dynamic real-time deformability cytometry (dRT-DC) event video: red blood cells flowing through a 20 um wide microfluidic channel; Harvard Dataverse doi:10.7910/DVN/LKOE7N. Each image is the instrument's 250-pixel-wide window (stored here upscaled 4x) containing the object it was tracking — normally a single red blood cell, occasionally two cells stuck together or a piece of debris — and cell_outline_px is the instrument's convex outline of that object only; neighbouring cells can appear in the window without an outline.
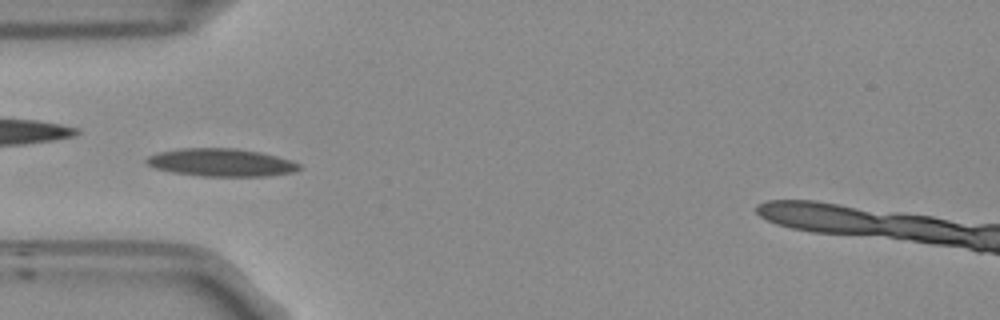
{"species": "Egyptian fruit bat (a non-hibernating species)", "species_latin": "Rousettus aegyptiacus", "temperature_condition": "room temperature", "stored_images_in_passage": 56, "camera_frame_rate_fps": 3000, "um_per_image_px": 0.085, "frame": {"image": 1, "passage_image": 17, "time_ms": 5.333, "image_size_px": [1000, 320], "cell_outline_px": [[300, 168], [292, 172], [264, 176], [200, 176], [172, 172], [156, 168], [148, 164], [144, 160], [148, 156], [160, 152], [180, 148], [236, 148], [260, 152], [292, 160], [300, 164]], "centroid_in_image_um": [18.79, 13.81], "position_along_channel_um": 66.2, "area_um2": 24.62}}
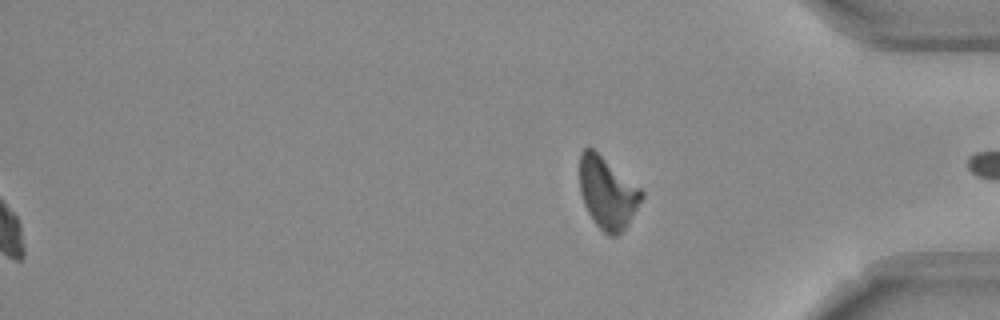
{"frame": {"image": 2, "passage_image": 56, "time_ms": 18.333, "image_size_px": [1000, 320], "cell_outline_px": [[644, 196], [628, 224], [616, 236], [608, 236], [592, 220], [584, 204], [580, 192], [580, 152], [584, 148], [592, 148], [640, 188], [644, 192]], "centroid_in_image_um": [51.62, 16.41], "position_along_channel_um": 383.6, "area_um2": 25.55}, "authors_computed_cell_mechanics": {"area_um2": 22.6865, "velocity_mm_per_s": 3.7185, "shape_relaxation_time_tau1_ms": 3.7541, "shape_relaxation_time_tau2_ms": 4.379, "deformation_change_tau1": 0.1027, "deformation_change_tau2": 0.1052}}